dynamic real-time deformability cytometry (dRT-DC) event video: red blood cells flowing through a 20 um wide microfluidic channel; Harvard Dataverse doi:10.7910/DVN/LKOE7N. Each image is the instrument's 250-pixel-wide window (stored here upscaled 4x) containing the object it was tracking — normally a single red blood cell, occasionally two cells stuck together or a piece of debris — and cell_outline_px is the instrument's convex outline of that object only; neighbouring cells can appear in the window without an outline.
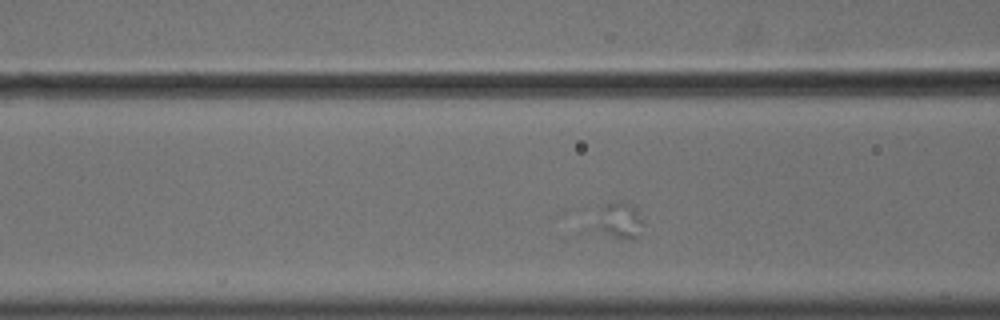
{"species": "common noctule bat (a hibernating species)", "species_latin": "Nyctalus noctula", "temperature_condition": "cold", "stored_images_in_passage": 8, "camera_frame_rate_fps": 3000, "um_per_image_px": 0.085, "animal": {"sex": "male", "body_mass_g": 18.8}, "frame": {"image": 1, "passage_image": 4, "time_ms": 1.0, "image_size_px": [1000, 320], "cell_outline_px": [[640, 236], [636, 240], [632, 240], [616, 236], [588, 228], [596, 208], [600, 204], [612, 200], [620, 200], [632, 204], [640, 212]], "centroid_in_image_um": [52.46, 18.67], "position_along_channel_um": 114.1, "area_um2": 11.1}}
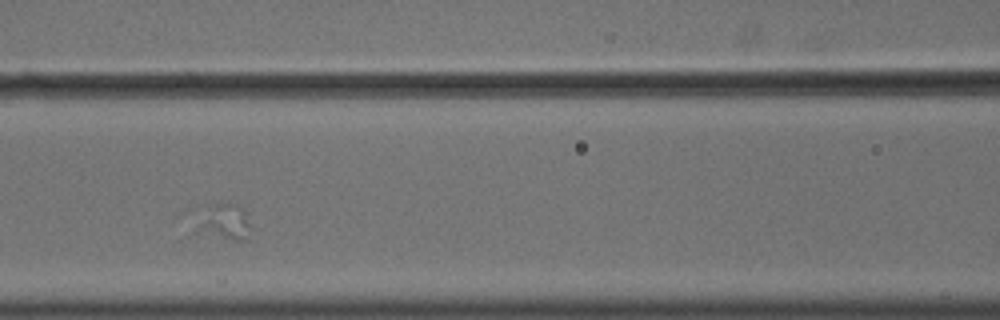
{"frame": {"image": 2, "passage_image": 7, "time_ms": 2.0, "image_size_px": [1000, 320], "cell_outline_px": [[252, 228], [244, 240], [232, 240], [184, 236], [216, 204], [224, 200], [228, 200], [244, 208]], "centroid_in_image_um": [18.96, 18.96], "position_along_channel_um": 147.6, "area_um2": 12.37}}